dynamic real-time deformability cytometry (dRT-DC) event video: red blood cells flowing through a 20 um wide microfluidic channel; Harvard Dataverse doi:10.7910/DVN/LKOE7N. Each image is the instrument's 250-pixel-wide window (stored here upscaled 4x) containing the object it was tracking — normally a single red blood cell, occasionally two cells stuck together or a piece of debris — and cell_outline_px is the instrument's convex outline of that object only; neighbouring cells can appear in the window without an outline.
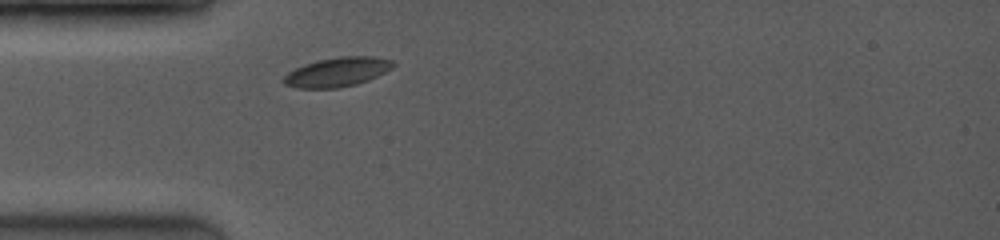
{"species": "common noctule bat (a hibernating species)", "species_latin": "Nyctalus noctula", "temperature_condition": "room temperature", "stored_images_in_passage": 1, "camera_frame_rate_fps": 3500, "um_per_image_px": 0.085, "animal": {"sex": "female", "body_mass_g": 19.0, "forearm_length_mm": 53.3}, "frame": {"image": 1, "passage_image": 1, "time_ms": 0.0, "image_size_px": [1000, 240], "cell_outline_px": [[396, 64], [392, 68], [368, 80], [356, 84], [336, 88], [296, 88], [284, 84], [284, 76], [288, 72], [304, 64], [316, 60], [340, 56], [372, 56], [392, 60]], "centroid_in_image_um": [28.66, 6.11], "position_along_channel_um": 56.3, "area_um2": 18.61}}